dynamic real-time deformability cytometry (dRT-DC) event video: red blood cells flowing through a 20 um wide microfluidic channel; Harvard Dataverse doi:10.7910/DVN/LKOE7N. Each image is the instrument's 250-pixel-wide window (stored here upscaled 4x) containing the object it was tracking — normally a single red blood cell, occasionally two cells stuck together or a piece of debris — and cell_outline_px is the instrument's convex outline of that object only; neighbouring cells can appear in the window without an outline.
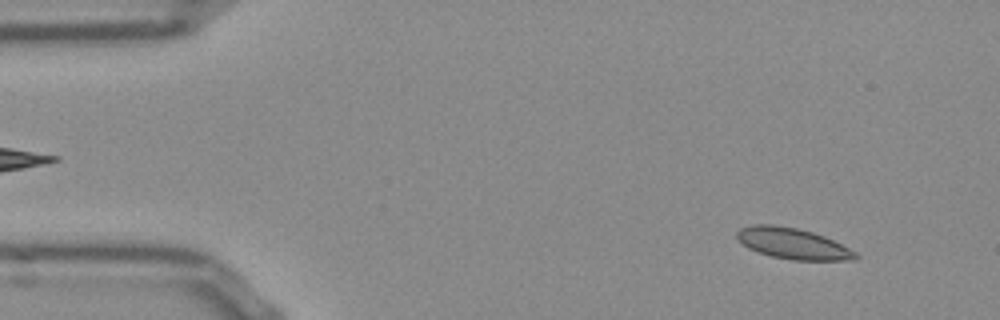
{"species": "Egyptian fruit bat (a non-hibernating species)", "species_latin": "Rousettus aegyptiacus", "temperature_condition": "room temperature", "stored_images_in_passage": 51, "camera_frame_rate_fps": 3000, "um_per_image_px": 0.085, "frame": {"image": 1, "passage_image": 4, "time_ms": 1.0, "image_size_px": [1000, 320], "cell_outline_px": [[860, 256], [856, 260], [792, 260], [772, 256], [748, 248], [736, 236], [736, 232], [740, 228], [752, 224], [772, 224], [796, 228], [812, 232], [824, 236], [856, 252]], "centroid_in_image_um": [67.39, 20.7], "position_along_channel_um": 17.6, "area_um2": 21.21}}
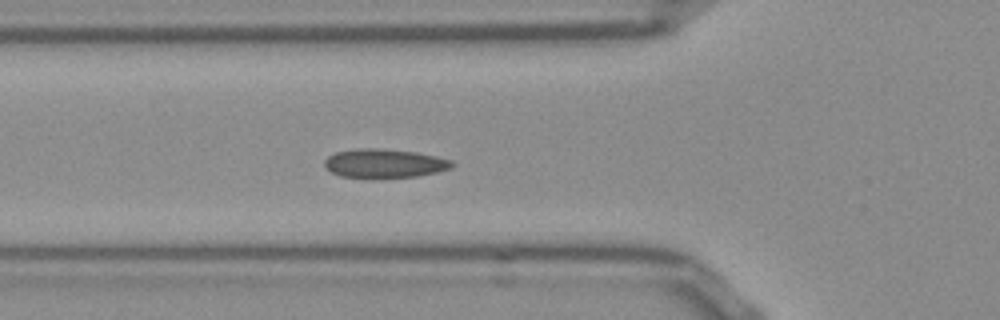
{"frame": {"image": 2, "passage_image": 17, "time_ms": 5.333, "image_size_px": [1000, 320], "cell_outline_px": [[456, 164], [452, 168], [436, 172], [416, 176], [340, 176], [332, 172], [324, 164], [324, 160], [328, 156], [336, 152], [356, 148], [384, 148], [416, 152], [436, 156], [452, 160]], "centroid_in_image_um": [32.71, 13.85], "position_along_channel_um": 93.1, "area_um2": 21.04}}
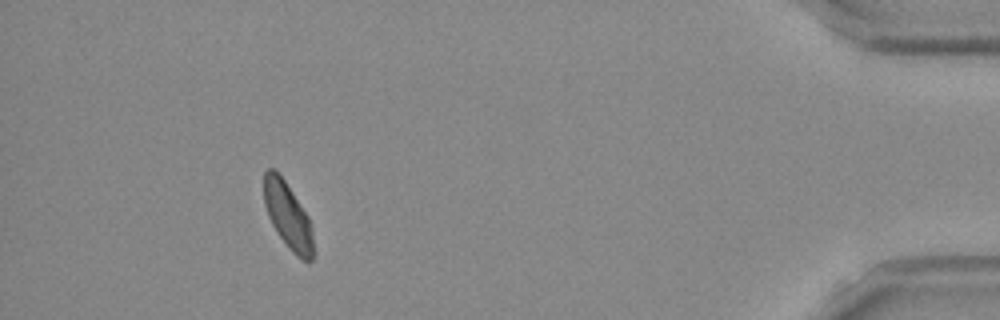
{"frame": {"image": 3, "passage_image": 47, "time_ms": 15.333, "image_size_px": [1000, 320], "cell_outline_px": [[316, 252], [312, 260], [308, 264], [300, 260], [288, 248], [276, 232], [268, 216], [264, 204], [264, 172], [268, 168], [272, 168], [284, 180], [308, 216], [312, 228]], "centroid_in_image_um": [24.51, 18.44], "position_along_channel_um": 410.7, "area_um2": 19.42}, "authors_computed_cell_mechanics": {"area_um2": 20.3456, "velocity_mm_per_s": 3.8186, "shape_relaxation_time_tau1_ms": 7.5776, "shape_relaxation_time_tau2_ms": 1.6763, "deformation_change_tau1": 0.141, "deformation_change_tau2": 0.0477}}